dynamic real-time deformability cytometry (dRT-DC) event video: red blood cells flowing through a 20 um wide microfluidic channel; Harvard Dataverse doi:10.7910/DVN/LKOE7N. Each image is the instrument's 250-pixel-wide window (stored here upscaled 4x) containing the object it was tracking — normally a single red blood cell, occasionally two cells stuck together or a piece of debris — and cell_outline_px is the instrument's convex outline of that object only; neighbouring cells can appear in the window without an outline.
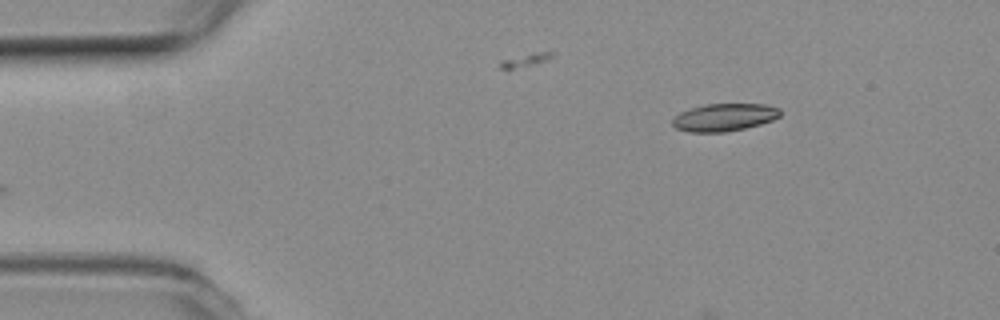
{"species": "common noctule bat (a hibernating species)", "species_latin": "Nyctalus noctula", "temperature_condition": "room temperature", "stored_images_in_passage": 3, "camera_frame_rate_fps": 3000, "um_per_image_px": 0.085, "animal": {"sex": "female", "body_mass_g": 19.3, "forearm_length_mm": 54.1}, "frame": {"image": 1, "passage_image": 3, "time_ms": 0.667, "image_size_px": [1000, 320], "cell_outline_px": [[780, 116], [772, 120], [760, 124], [744, 128], [724, 132], [688, 132], [676, 128], [672, 124], [672, 120], [680, 112], [692, 108], [708, 104], [764, 104], [780, 108]], "centroid_in_image_um": [61.57, 9.97], "position_along_channel_um": 23.4, "area_um2": 17.17}}